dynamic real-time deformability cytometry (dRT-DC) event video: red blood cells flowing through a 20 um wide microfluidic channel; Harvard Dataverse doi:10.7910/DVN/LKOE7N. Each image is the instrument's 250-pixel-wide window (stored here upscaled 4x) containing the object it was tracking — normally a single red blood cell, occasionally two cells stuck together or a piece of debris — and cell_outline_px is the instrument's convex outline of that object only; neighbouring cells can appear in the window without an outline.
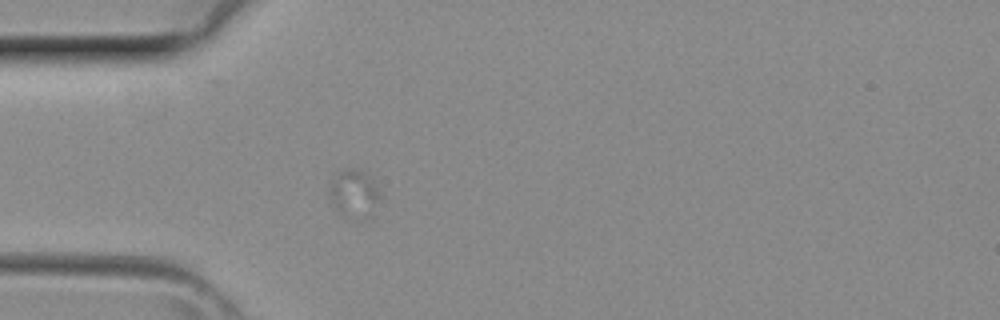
{"species": "common noctule bat (a hibernating species)", "species_latin": "Nyctalus noctula", "temperature_condition": "room temperature", "stored_images_in_passage": 2, "camera_frame_rate_fps": 3000, "um_per_image_px": 0.085, "animal": {"sex": "female", "body_mass_g": 29.2, "forearm_length_mm": 56.3}, "frame": {"image": 1, "passage_image": 2, "time_ms": 0.333, "image_size_px": [1000, 320], "cell_outline_px": [[384, 196], [372, 220], [356, 220], [344, 216], [336, 212], [332, 208], [328, 196], [336, 172], [356, 168], [364, 172], [372, 180]], "centroid_in_image_um": [30.17, 16.58], "position_along_channel_um": 54.8, "area_um2": 15.14}}